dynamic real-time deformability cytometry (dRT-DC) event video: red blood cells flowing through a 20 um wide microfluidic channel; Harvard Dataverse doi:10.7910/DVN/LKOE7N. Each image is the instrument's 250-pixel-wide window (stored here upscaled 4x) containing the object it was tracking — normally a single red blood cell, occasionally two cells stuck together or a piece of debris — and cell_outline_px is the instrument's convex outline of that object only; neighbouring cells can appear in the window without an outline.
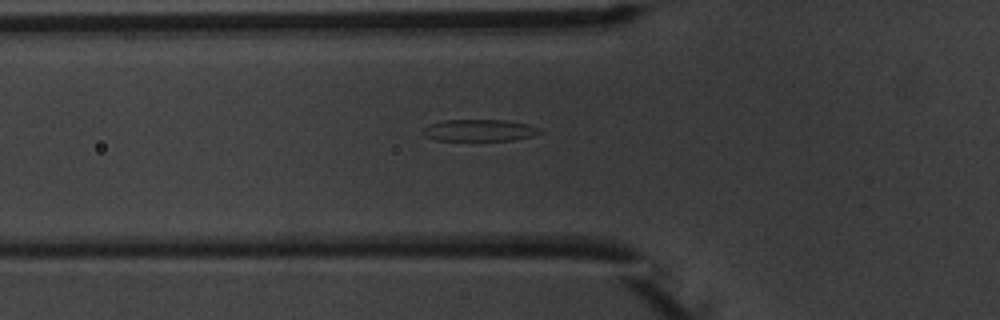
{"species": "common noctule bat (a hibernating species)", "species_latin": "Nyctalus noctula", "temperature_condition": "warm", "stored_images_in_passage": 4, "camera_frame_rate_fps": 3000, "um_per_image_px": 0.085, "animal": {"sex": "male", "body_mass_g": 20.1, "forearm_length_mm": 53.5}, "frame": {"image": 1, "passage_image": 4, "time_ms": 4.333, "image_size_px": [1000, 320], "cell_outline_px": [[544, 132], [532, 136], [516, 140], [436, 140], [424, 136], [420, 132], [428, 124], [444, 120], [504, 120], [528, 124], [544, 128]], "centroid_in_image_um": [40.78, 11.07], "position_along_channel_um": 85.0, "area_um2": 15.09}}